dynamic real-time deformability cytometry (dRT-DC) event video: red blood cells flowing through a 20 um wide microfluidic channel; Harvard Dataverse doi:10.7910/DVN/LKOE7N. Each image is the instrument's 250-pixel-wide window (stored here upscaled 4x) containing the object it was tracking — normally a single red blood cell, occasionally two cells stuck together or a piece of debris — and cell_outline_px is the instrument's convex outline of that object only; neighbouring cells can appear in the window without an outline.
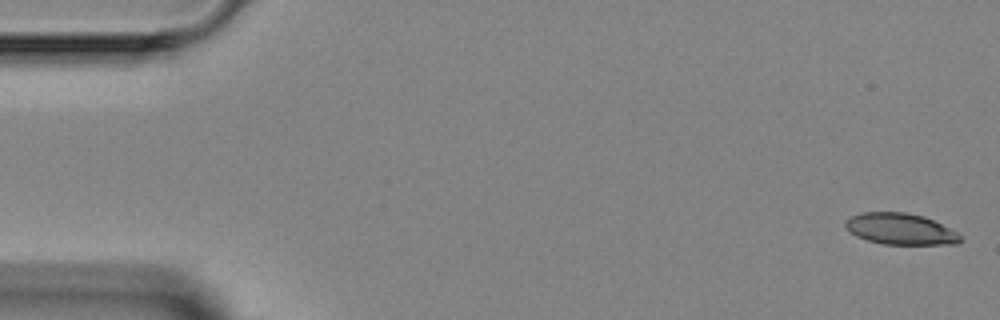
{"species": "Egyptian fruit bat (a non-hibernating species)", "species_latin": "Rousettus aegyptiacus", "temperature_condition": "room temperature", "stored_images_in_passage": 6, "camera_frame_rate_fps": 3000, "um_per_image_px": 0.085, "animal": {"sex": "female"}, "frame": {"image": 1, "passage_image": 1, "time_ms": 0.0, "image_size_px": [1000, 320], "cell_outline_px": [[964, 240], [956, 244], [884, 244], [868, 240], [856, 236], [848, 232], [844, 228], [844, 224], [852, 216], [860, 212], [904, 212], [924, 216], [960, 232]], "centroid_in_image_um": [76.57, 19.46], "position_along_channel_um": 8.4, "area_um2": 21.21}}
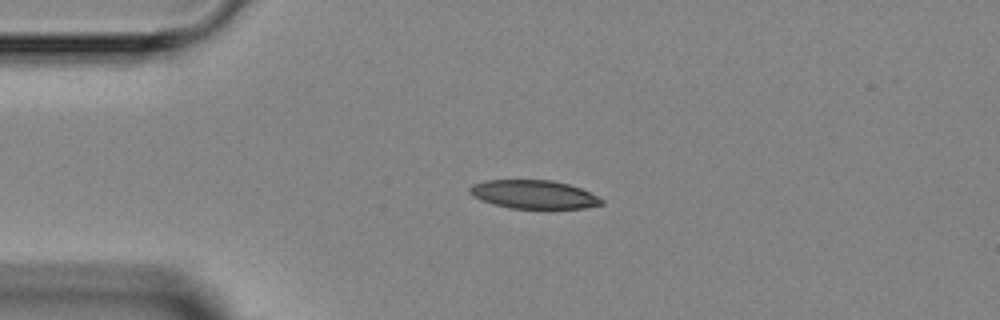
{"frame": {"image": 2, "passage_image": 4, "time_ms": 3.333, "image_size_px": [1000, 320], "cell_outline_px": [[604, 204], [584, 208], [508, 208], [480, 200], [472, 196], [468, 192], [468, 188], [472, 184], [484, 180], [552, 180], [568, 184], [580, 188], [604, 200]], "centroid_in_image_um": [45.32, 16.52], "position_along_channel_um": 39.7, "area_um2": 21.91}}
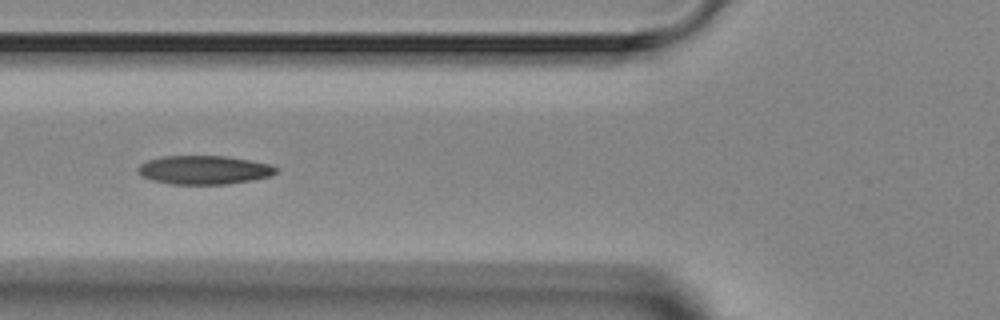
{"frame": {"image": 3, "passage_image": 6, "time_ms": 5.667, "image_size_px": [1000, 320], "cell_outline_px": [[276, 172], [272, 176], [252, 180], [228, 184], [172, 184], [152, 180], [136, 172], [136, 168], [140, 164], [148, 160], [160, 156], [228, 156], [252, 160], [268, 164], [276, 168]], "centroid_in_image_um": [17.33, 14.44], "position_along_channel_um": 108.5, "area_um2": 23.18}}